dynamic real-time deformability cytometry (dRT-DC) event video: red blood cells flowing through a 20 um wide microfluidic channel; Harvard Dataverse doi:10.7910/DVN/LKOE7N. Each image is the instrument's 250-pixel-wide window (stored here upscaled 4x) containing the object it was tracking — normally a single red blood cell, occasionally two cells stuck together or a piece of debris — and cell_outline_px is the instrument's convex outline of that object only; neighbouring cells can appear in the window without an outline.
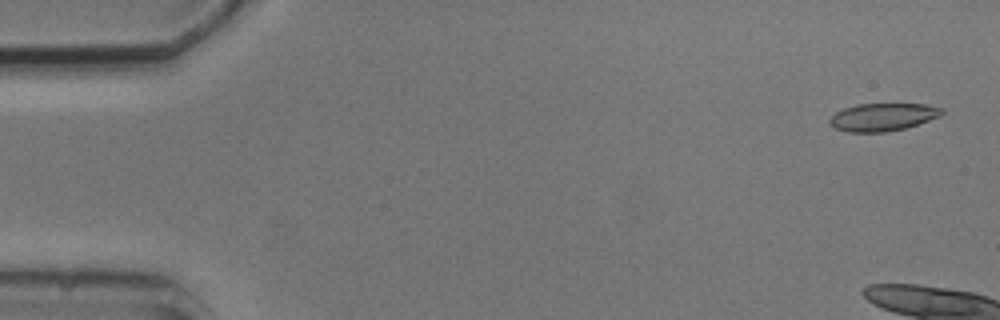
{"species": "common noctule bat (a hibernating species)", "species_latin": "Nyctalus noctula", "temperature_condition": "cold", "stored_images_in_passage": 6, "camera_frame_rate_fps": 3000, "um_per_image_px": 0.085, "animal": {"sex": "male", "body_mass_g": 20.5, "forearm_length_mm": 52.5}, "frame": {"image": 1, "passage_image": 1, "time_ms": 0.0, "image_size_px": [1000, 320], "cell_outline_px": [[944, 112], [940, 116], [908, 128], [884, 132], [848, 132], [836, 128], [828, 124], [828, 120], [836, 112], [844, 108], [856, 104], [924, 104], [944, 108]], "centroid_in_image_um": [75.05, 9.95], "position_along_channel_um": 10.0, "area_um2": 18.26}}